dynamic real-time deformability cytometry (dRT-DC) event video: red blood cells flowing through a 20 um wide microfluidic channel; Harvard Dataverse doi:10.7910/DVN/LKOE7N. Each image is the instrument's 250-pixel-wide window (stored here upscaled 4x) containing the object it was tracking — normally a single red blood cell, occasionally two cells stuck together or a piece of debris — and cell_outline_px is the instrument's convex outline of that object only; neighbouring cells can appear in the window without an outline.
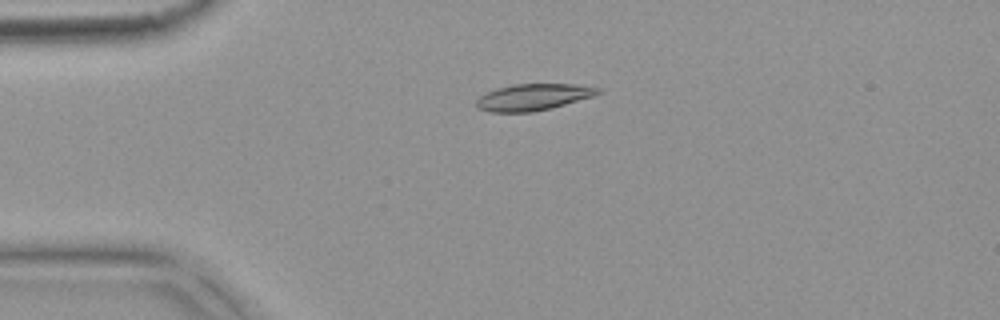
{"species": "common noctule bat (a hibernating species)", "species_latin": "Nyctalus noctula", "temperature_condition": "warm", "stored_images_in_passage": 5, "camera_frame_rate_fps": 3000, "um_per_image_px": 0.085, "animal": {"sex": "female", "body_mass_g": 18.4}, "frame": {"image": 1, "passage_image": 4, "time_ms": 1.0, "image_size_px": [1000, 320], "cell_outline_px": [[604, 92], [592, 96], [552, 108], [532, 112], [488, 112], [476, 108], [476, 100], [480, 96], [496, 88], [512, 84], [572, 84], [600, 88]], "centroid_in_image_um": [45.3, 8.26], "position_along_channel_um": 39.7, "area_um2": 18.84}}